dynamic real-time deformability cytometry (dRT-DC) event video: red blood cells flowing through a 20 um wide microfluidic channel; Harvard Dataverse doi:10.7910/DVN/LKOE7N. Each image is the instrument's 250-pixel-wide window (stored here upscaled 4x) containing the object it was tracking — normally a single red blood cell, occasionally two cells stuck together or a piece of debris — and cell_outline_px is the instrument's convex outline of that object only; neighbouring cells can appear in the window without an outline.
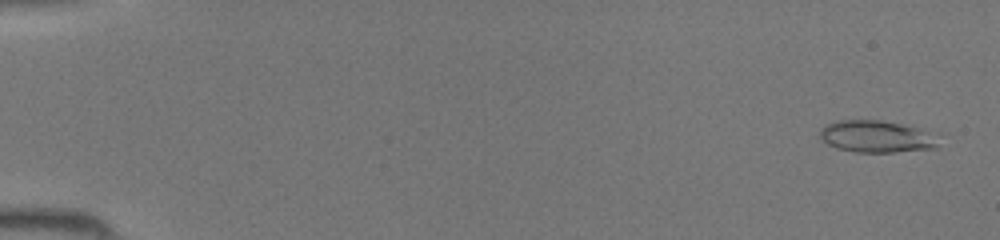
{"species": "common noctule bat (a hibernating species)", "species_latin": "Nyctalus noctula", "temperature_condition": "room temperature", "stored_images_in_passage": 46, "camera_frame_rate_fps": 3000, "um_per_image_px": 0.085, "animal": {"sex": "female", "body_mass_g": 19.5, "forearm_length_mm": 54.1}, "frame": {"image": 1, "passage_image": 2, "time_ms": 0.333, "image_size_px": [1000, 240], "cell_outline_px": [[936, 148], [896, 152], [856, 152], [836, 148], [828, 144], [820, 136], [820, 128], [824, 124], [840, 120], [880, 120], [900, 124], [916, 128], [924, 132], [936, 144]], "centroid_in_image_um": [74.34, 11.61], "position_along_channel_um": 10.7, "area_um2": 21.39}}
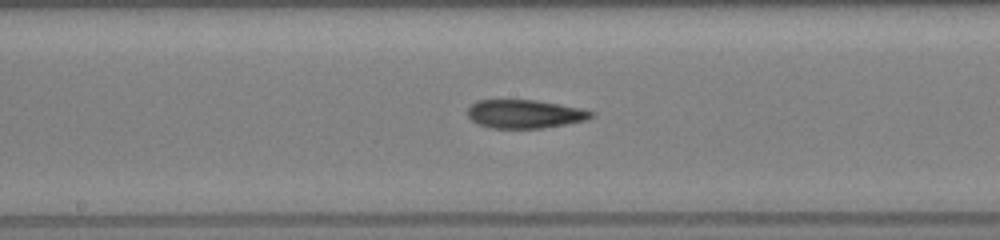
{"frame": {"image": 2, "passage_image": 25, "time_ms": 8.0, "image_size_px": [1000, 240], "cell_outline_px": [[596, 116], [584, 120], [564, 124], [540, 128], [492, 128], [476, 124], [468, 116], [468, 108], [476, 100], [536, 100], [560, 104], [580, 108], [596, 112]], "centroid_in_image_um": [44.6, 9.68], "position_along_channel_um": 203.6, "area_um2": 20.52}}
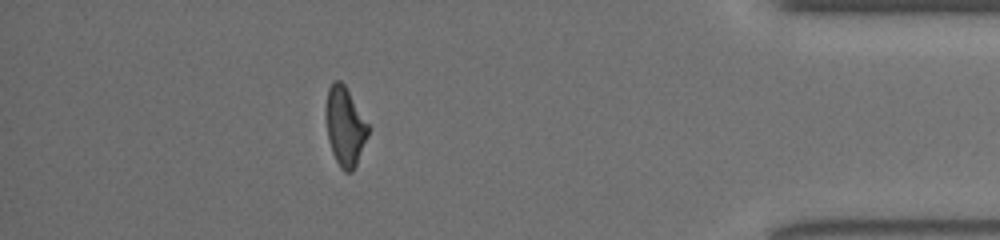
{"frame": {"image": 3, "passage_image": 41, "time_ms": 13.333, "image_size_px": [1000, 240], "cell_outline_px": [[372, 128], [356, 164], [352, 172], [344, 172], [340, 168], [332, 152], [328, 140], [324, 112], [324, 108], [328, 88], [332, 80], [340, 80], [344, 84]], "centroid_in_image_um": [29.32, 10.72], "position_along_channel_um": 405.9, "area_um2": 20.0}}